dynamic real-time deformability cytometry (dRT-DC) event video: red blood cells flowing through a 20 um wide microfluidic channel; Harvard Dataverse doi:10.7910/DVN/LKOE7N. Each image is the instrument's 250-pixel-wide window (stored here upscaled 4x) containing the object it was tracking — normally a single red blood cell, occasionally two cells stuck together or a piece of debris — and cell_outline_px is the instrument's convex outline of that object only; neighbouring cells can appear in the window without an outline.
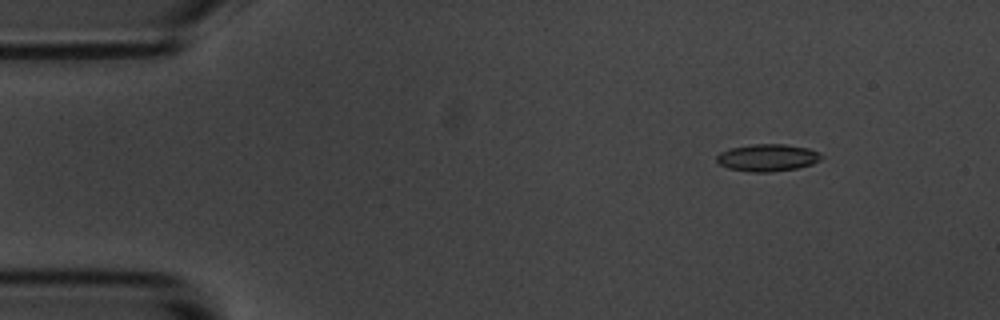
{"species": "common noctule bat (a hibernating species)", "species_latin": "Nyctalus noctula", "temperature_condition": "room temperature", "stored_images_in_passage": 7, "camera_frame_rate_fps": 3000, "um_per_image_px": 0.085, "animal": {"sex": "male", "body_mass_g": 20.1, "forearm_length_mm": 53.5}, "frame": {"image": 1, "passage_image": 2, "time_ms": 1.333, "image_size_px": [1000, 320], "cell_outline_px": [[824, 156], [820, 160], [812, 164], [796, 168], [768, 172], [752, 172], [728, 168], [720, 164], [716, 160], [716, 156], [720, 152], [728, 148], [752, 144], [788, 144], [808, 148], [820, 152]], "centroid_in_image_um": [65.25, 13.39], "position_along_channel_um": 19.8, "area_um2": 16.7}}
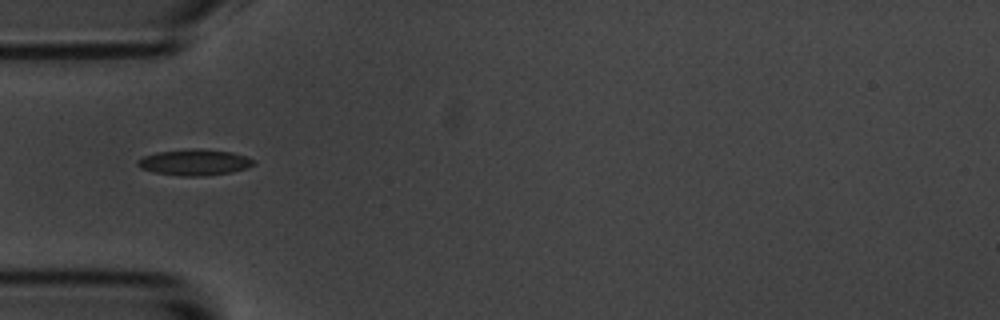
{"frame": {"image": 2, "passage_image": 5, "time_ms": 5.0, "image_size_px": [1000, 320], "cell_outline_px": [[256, 164], [248, 168], [232, 172], [200, 176], [180, 176], [156, 172], [140, 168], [136, 164], [136, 160], [144, 156], [156, 152], [196, 148], [232, 152], [248, 156], [256, 160]], "centroid_in_image_um": [16.58, 13.79], "position_along_channel_um": 68.4, "area_um2": 17.74}}
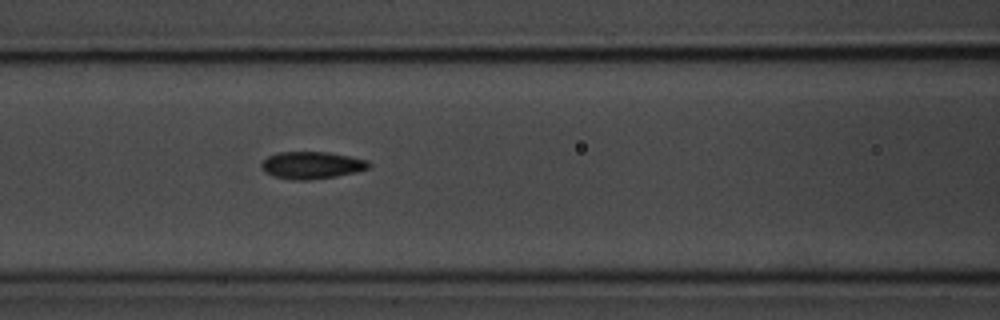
{"frame": {"image": 3, "passage_image": 7, "time_ms": 7.0, "image_size_px": [1000, 320], "cell_outline_px": [[372, 164], [368, 168], [356, 172], [336, 176], [308, 180], [292, 180], [272, 176], [264, 172], [260, 164], [268, 156], [280, 152], [328, 152], [368, 160]], "centroid_in_image_um": [26.48, 14.05], "position_along_channel_um": 140.1, "area_um2": 17.05}}